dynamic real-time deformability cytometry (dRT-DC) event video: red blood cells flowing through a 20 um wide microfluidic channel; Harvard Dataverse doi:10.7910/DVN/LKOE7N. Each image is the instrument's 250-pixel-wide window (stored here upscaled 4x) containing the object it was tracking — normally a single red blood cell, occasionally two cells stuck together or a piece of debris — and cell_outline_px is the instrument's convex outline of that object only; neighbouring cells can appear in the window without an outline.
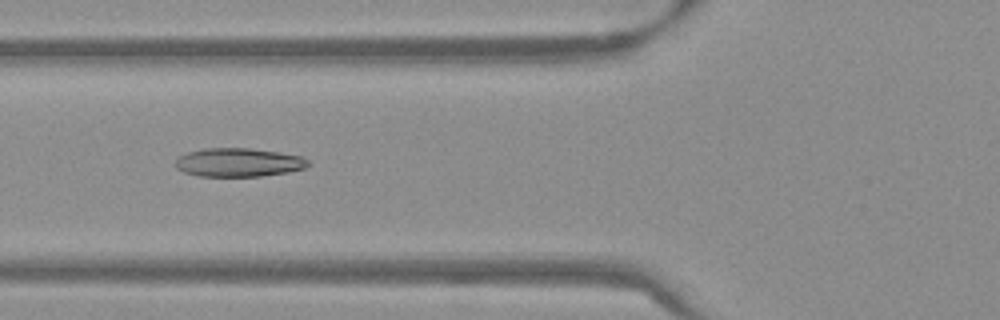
{"species": "Egyptian fruit bat (a non-hibernating species)", "species_latin": "Rousettus aegyptiacus", "temperature_condition": "warm", "stored_images_in_passage": 54, "camera_frame_rate_fps": 3000, "um_per_image_px": 0.085, "frame": {"image": 1, "passage_image": 21, "time_ms": 6.667, "image_size_px": [1000, 320], "cell_outline_px": [[312, 164], [304, 168], [288, 172], [260, 176], [200, 176], [184, 172], [176, 168], [172, 164], [176, 156], [188, 152], [204, 148], [248, 148], [280, 152], [300, 156], [308, 160]], "centroid_in_image_um": [20.23, 13.8], "position_along_channel_um": 105.6, "area_um2": 22.37}}
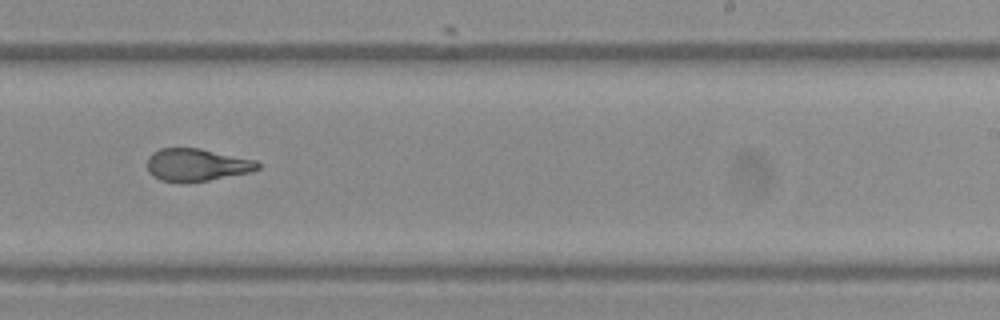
{"frame": {"image": 2, "passage_image": 34, "time_ms": 11.0, "image_size_px": [1000, 320], "cell_outline_px": [[260, 168], [252, 172], [208, 180], [180, 184], [160, 180], [152, 176], [148, 172], [148, 156], [152, 152], [160, 148], [200, 148], [256, 160], [260, 164]], "centroid_in_image_um": [16.7, 14.03], "position_along_channel_um": 272.3, "area_um2": 21.33}}
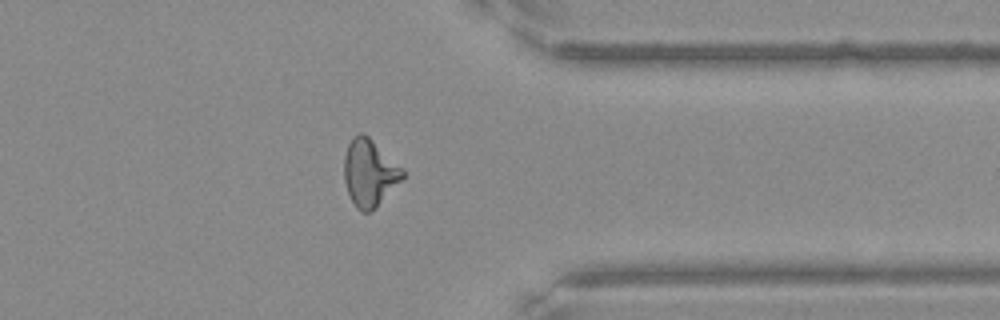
{"frame": {"image": 3, "passage_image": 43, "time_ms": 14.0, "image_size_px": [1000, 320], "cell_outline_px": [[404, 176], [376, 208], [372, 212], [364, 212], [356, 208], [348, 192], [344, 180], [344, 156], [348, 144], [352, 136], [360, 132], [364, 132], [404, 168]], "centroid_in_image_um": [31.4, 14.66], "position_along_channel_um": 380.0, "area_um2": 22.95}, "authors_computed_cell_mechanics": {"area_um2": 22.7732, "velocity_mm_per_s": 3.8363, "shape_relaxation_time_tau1_ms": 11.1238, "shape_relaxation_time_tau2_ms": 1.6712, "deformation_change_tau1": 0.2792, "deformation_change_tau2": 0.0936}}